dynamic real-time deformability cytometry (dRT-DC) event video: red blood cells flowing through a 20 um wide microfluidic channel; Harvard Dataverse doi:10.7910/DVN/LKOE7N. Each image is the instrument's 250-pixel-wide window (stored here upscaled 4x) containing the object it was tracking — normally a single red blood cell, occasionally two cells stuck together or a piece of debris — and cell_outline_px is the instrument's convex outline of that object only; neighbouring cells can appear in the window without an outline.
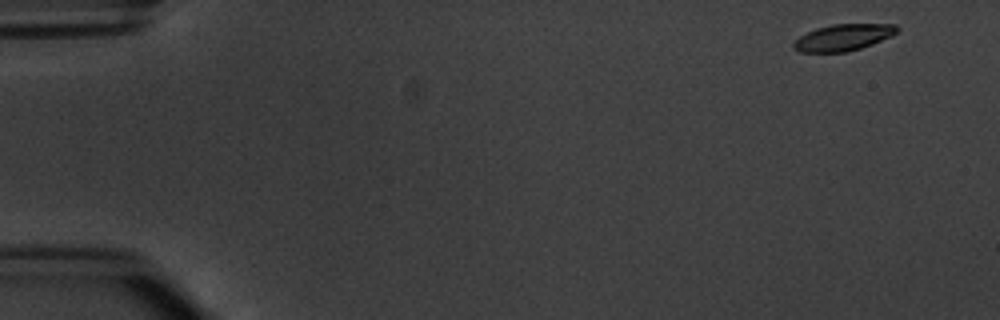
{"species": "common noctule bat (a hibernating species)", "species_latin": "Nyctalus noctula", "temperature_condition": "warm", "stored_images_in_passage": 3, "camera_frame_rate_fps": 3000, "um_per_image_px": 0.085, "animal": {"sex": "male", "body_mass_g": 20.1, "forearm_length_mm": 53.5}, "frame": {"image": 1, "passage_image": 1, "time_ms": 0.0, "image_size_px": [1000, 320], "cell_outline_px": [[900, 28], [892, 36], [872, 44], [848, 52], [800, 52], [792, 48], [792, 44], [800, 36], [816, 28], [832, 24], [896, 24]], "centroid_in_image_um": [71.68, 3.18], "position_along_channel_um": 13.3, "area_um2": 16.01}}